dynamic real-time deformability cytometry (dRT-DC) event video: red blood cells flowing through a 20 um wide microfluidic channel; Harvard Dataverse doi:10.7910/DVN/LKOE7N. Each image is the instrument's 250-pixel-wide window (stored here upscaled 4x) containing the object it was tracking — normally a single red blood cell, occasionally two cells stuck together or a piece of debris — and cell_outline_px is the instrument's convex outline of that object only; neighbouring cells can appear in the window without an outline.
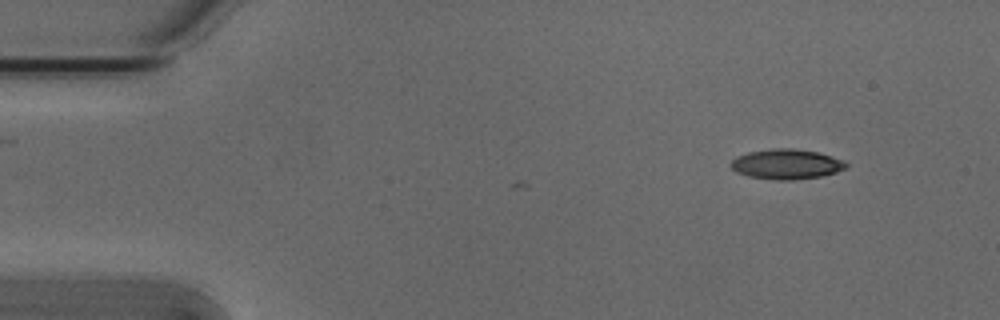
{"species": "Egyptian fruit bat (a non-hibernating species)", "species_latin": "Rousettus aegyptiacus", "temperature_condition": "cold", "stored_images_in_passage": 5, "camera_frame_rate_fps": 3000, "um_per_image_px": 0.085, "animal": {"sex": "male"}, "frame": {"image": 1, "passage_image": 1, "time_ms": 0.0, "image_size_px": [1000, 320], "cell_outline_px": [[848, 164], [844, 168], [836, 172], [820, 176], [792, 180], [776, 180], [748, 176], [736, 172], [728, 164], [736, 156], [748, 152], [772, 148], [792, 148], [820, 152], [844, 160]], "centroid_in_image_um": [66.82, 13.94], "position_along_channel_um": 18.2, "area_um2": 20.29}}